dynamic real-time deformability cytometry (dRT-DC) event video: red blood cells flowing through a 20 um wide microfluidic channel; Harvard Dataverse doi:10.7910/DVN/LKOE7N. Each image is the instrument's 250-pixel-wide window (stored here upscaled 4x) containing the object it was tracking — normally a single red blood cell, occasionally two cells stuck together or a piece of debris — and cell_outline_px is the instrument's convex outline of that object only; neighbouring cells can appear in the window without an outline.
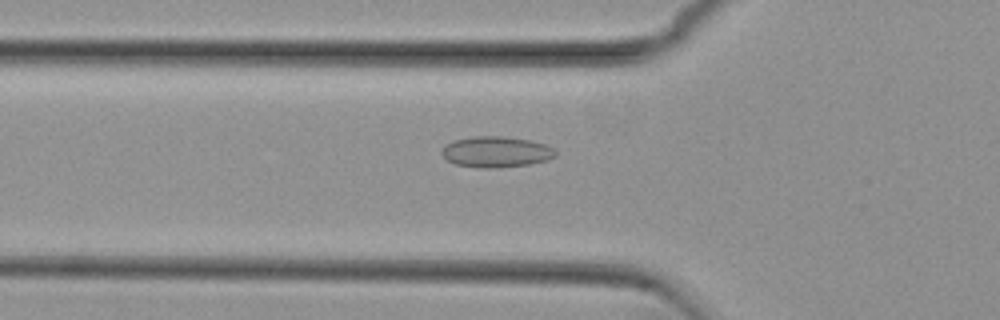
{"species": "common noctule bat (a hibernating species)", "species_latin": "Nyctalus noctula", "temperature_condition": "cold", "stored_images_in_passage": 55, "camera_frame_rate_fps": 3000, "um_per_image_px": 0.085, "animal": {"sex": "female", "body_mass_g": 29.2, "forearm_length_mm": 56.3}, "frame": {"image": 1, "passage_image": 19, "time_ms": 6.0, "image_size_px": [1000, 320], "cell_outline_px": [[556, 156], [548, 160], [528, 164], [492, 168], [480, 168], [456, 164], [448, 160], [440, 152], [444, 144], [456, 140], [472, 136], [500, 136], [528, 140], [544, 144], [552, 148], [556, 152]], "centroid_in_image_um": [42.14, 12.91], "position_along_channel_um": 83.7, "area_um2": 20.29}}
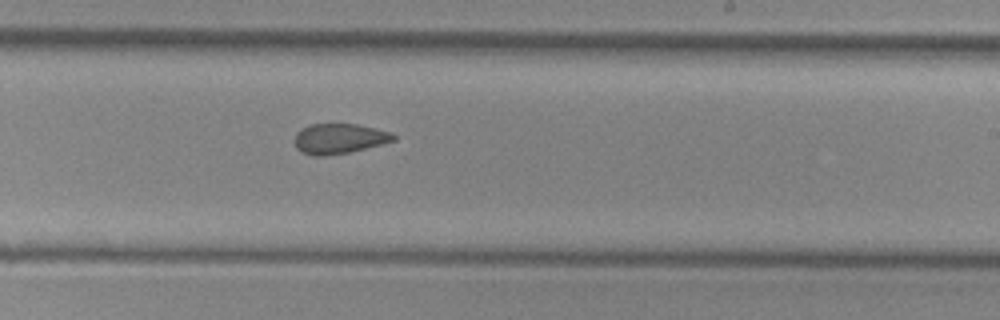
{"frame": {"image": 2, "passage_image": 33, "time_ms": 10.667, "image_size_px": [1000, 320], "cell_outline_px": [[396, 140], [348, 152], [324, 156], [312, 156], [300, 152], [296, 148], [296, 132], [300, 128], [312, 124], [356, 124], [392, 132], [396, 136]], "centroid_in_image_um": [28.81, 11.78], "position_along_channel_um": 260.2, "area_um2": 17.28}}
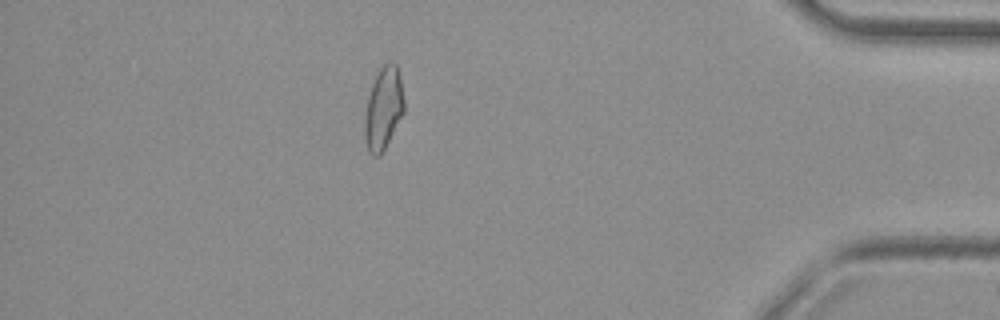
{"frame": {"image": 3, "passage_image": 48, "time_ms": 15.667, "image_size_px": [1000, 320], "cell_outline_px": [[404, 112], [380, 156], [372, 156], [368, 152], [364, 136], [364, 120], [368, 96], [372, 84], [380, 68], [388, 60], [392, 60], [396, 64], [400, 76], [404, 100]], "centroid_in_image_um": [32.58, 9.2], "position_along_channel_um": 402.6, "area_um2": 18.96}, "authors_computed_cell_mechanics": {"area_um2": 18.9584, "velocity_mm_per_s": 3.7754, "shape_relaxation_time_tau1_ms": null, "shape_relaxation_time_tau2_ms": 2.6804, "deformation_change_tau1": null, "deformation_change_tau2": 0.1007}}